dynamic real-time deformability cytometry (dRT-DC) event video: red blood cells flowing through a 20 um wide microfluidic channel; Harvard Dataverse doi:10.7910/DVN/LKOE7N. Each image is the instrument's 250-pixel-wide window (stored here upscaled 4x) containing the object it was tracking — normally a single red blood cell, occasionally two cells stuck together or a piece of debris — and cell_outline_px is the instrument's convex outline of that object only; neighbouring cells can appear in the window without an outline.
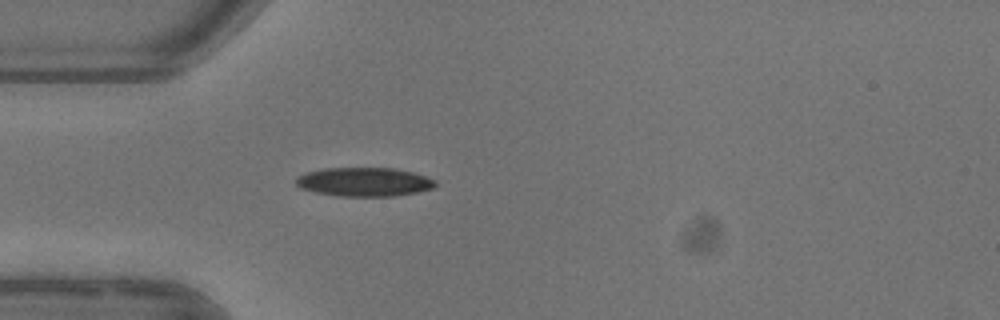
{"species": "common noctule bat (a hibernating species)", "species_latin": "Nyctalus noctula", "temperature_condition": "warm", "stored_images_in_passage": 2, "camera_frame_rate_fps": 3000, "um_per_image_px": 0.085, "animal": {"sex": "female"}, "frame": {"image": 1, "passage_image": 2, "time_ms": 1.333, "image_size_px": [1000, 320], "cell_outline_px": [[436, 188], [416, 192], [392, 196], [340, 196], [316, 192], [300, 188], [296, 184], [296, 176], [304, 172], [324, 168], [392, 168], [412, 172], [436, 180]], "centroid_in_image_um": [30.94, 15.46], "position_along_channel_um": 54.1, "area_um2": 23.47}}